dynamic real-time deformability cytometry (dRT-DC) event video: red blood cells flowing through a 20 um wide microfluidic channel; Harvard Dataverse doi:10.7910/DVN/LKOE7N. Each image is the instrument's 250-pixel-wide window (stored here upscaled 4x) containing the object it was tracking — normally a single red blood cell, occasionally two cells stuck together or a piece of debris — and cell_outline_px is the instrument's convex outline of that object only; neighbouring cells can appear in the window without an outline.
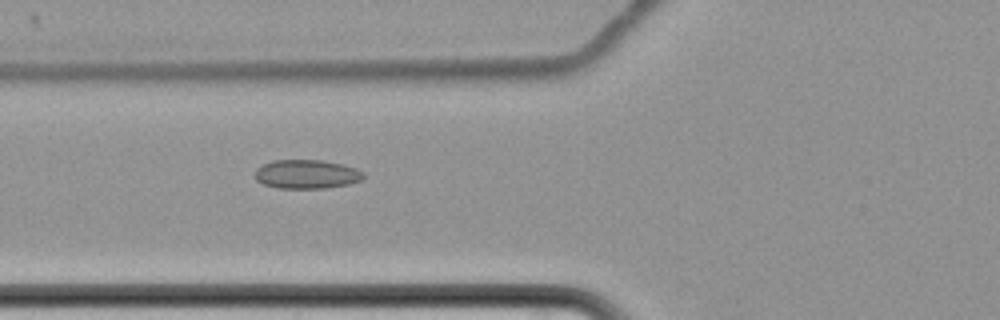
{"species": "common noctule bat (a hibernating species)", "species_latin": "Nyctalus noctula", "temperature_condition": "cold", "stored_images_in_passage": 4, "camera_frame_rate_fps": 3000, "um_per_image_px": 0.085, "animal": {"sex": "female", "body_mass_g": 22.7, "forearm_length_mm": 54.2}, "frame": {"image": 1, "passage_image": 4, "time_ms": 3.667, "image_size_px": [1000, 320], "cell_outline_px": [[364, 176], [360, 180], [348, 184], [324, 188], [276, 188], [264, 184], [256, 180], [256, 168], [272, 160], [324, 160], [356, 168], [364, 172]], "centroid_in_image_um": [26.06, 14.8], "position_along_channel_um": 99.7, "area_um2": 18.21}}